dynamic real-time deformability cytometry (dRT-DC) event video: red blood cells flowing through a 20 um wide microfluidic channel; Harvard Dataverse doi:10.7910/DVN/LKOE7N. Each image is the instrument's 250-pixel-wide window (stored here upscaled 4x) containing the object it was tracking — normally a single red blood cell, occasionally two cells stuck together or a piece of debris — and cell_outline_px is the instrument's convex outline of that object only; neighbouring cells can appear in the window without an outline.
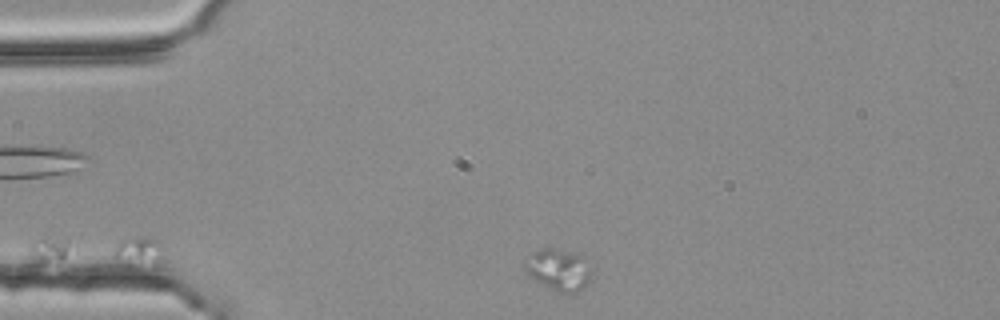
{"species": "common noctule bat (a hibernating species)", "species_latin": "Nyctalus noctula", "temperature_condition": "room temperature", "stored_images_in_passage": 2, "segment_of_instrument_passage": [2, 2], "camera_frame_rate_fps": 3000, "um_per_image_px": 0.085, "animal": {"sex": "female", "body_mass_g": 25.1}, "frame": {"image": 1, "passage_image": 2, "time_ms": 0.333, "image_size_px": [1000, 320], "cell_outline_px": [[592, 276], [588, 284], [576, 292], [556, 292], [536, 280], [524, 268], [524, 260], [532, 252], [540, 248], [552, 248], [580, 252], [584, 256], [592, 272]], "centroid_in_image_um": [47.52, 22.88], "position_along_channel_um": 37.5, "area_um2": 16.42}}